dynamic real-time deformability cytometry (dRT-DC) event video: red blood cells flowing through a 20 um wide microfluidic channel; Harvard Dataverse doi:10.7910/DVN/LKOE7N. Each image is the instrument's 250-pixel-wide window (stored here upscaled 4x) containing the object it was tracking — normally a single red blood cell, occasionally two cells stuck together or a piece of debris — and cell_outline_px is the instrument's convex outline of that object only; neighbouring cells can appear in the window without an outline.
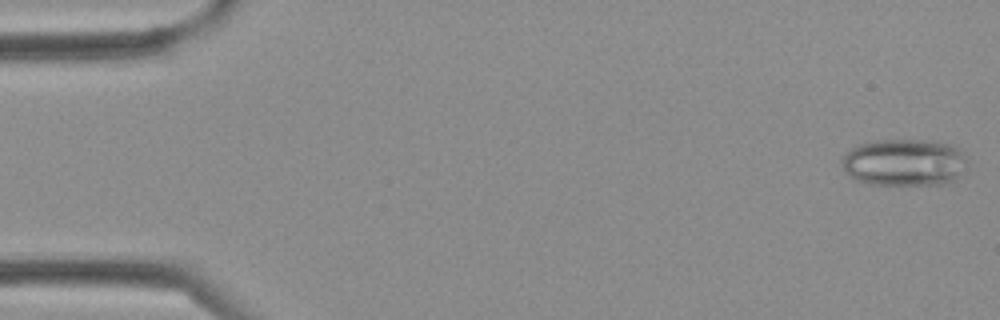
{"species": "Egyptian fruit bat (a non-hibernating species)", "species_latin": "Rousettus aegyptiacus", "temperature_condition": "cold", "stored_images_in_passage": 3, "camera_frame_rate_fps": 3000, "um_per_image_px": 0.085, "frame": {"image": 1, "passage_image": 1, "time_ms": 0.0, "image_size_px": [1000, 320], "cell_outline_px": [[968, 168], [952, 180], [940, 184], [872, 184], [856, 180], [848, 176], [840, 160], [852, 148], [860, 144], [876, 140], [932, 140], [948, 144], [960, 148], [968, 164]], "centroid_in_image_um": [76.88, 13.79], "position_along_channel_um": 8.1, "area_um2": 34.39}}